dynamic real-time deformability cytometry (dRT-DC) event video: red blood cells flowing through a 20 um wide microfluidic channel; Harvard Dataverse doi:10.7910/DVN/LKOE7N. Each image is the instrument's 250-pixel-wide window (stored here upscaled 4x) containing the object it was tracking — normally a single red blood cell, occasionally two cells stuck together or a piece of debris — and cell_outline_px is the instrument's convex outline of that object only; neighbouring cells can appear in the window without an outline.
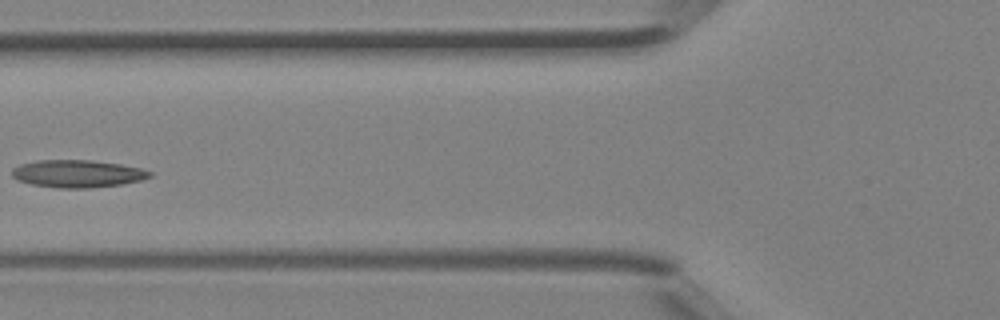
{"species": "Egyptian fruit bat (a non-hibernating species)", "species_latin": "Rousettus aegyptiacus", "temperature_condition": "room temperature", "stored_images_in_passage": 6, "camera_frame_rate_fps": 3000, "um_per_image_px": 0.085, "animal": {"sex": "female"}, "frame": {"image": 1, "passage_image": 6, "time_ms": 1.667, "image_size_px": [1000, 320], "cell_outline_px": [[152, 176], [140, 180], [120, 184], [88, 188], [56, 188], [32, 184], [16, 180], [12, 176], [12, 168], [20, 164], [36, 160], [92, 160], [120, 164], [140, 168], [152, 172]], "centroid_in_image_um": [6.55, 14.76], "position_along_channel_um": 119.3, "area_um2": 22.08}}